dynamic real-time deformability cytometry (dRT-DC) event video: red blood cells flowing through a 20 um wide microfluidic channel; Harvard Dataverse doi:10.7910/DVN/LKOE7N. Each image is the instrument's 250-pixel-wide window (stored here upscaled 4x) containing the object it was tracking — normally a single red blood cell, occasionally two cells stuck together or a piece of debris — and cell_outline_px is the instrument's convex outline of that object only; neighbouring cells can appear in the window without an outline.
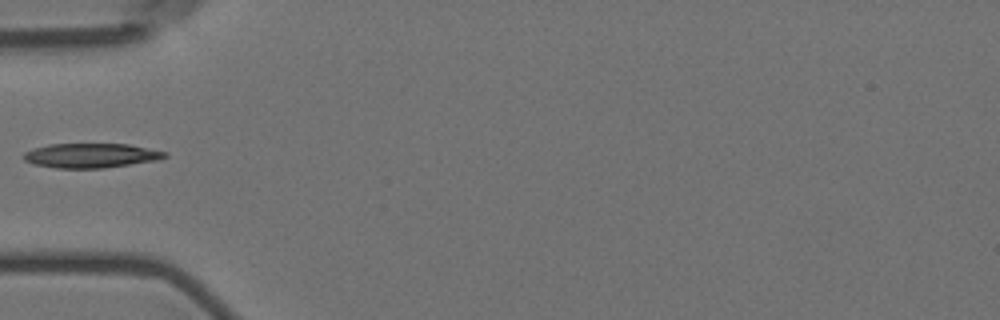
{"species": "Egyptian fruit bat (a non-hibernating species)", "species_latin": "Rousettus aegyptiacus", "temperature_condition": "room temperature", "stored_images_in_passage": 39, "camera_frame_rate_fps": 3000, "um_per_image_px": 0.085, "animal": {"sex": "female"}, "frame": {"image": 1, "passage_image": 1, "time_ms": 0.0, "image_size_px": [1000, 320], "cell_outline_px": [[168, 156], [152, 160], [128, 164], [100, 168], [60, 168], [36, 164], [24, 160], [24, 152], [36, 148], [52, 144], [124, 144], [164, 152]], "centroid_in_image_um": [7.66, 13.22], "position_along_channel_um": 77.3, "area_um2": 19.31}}
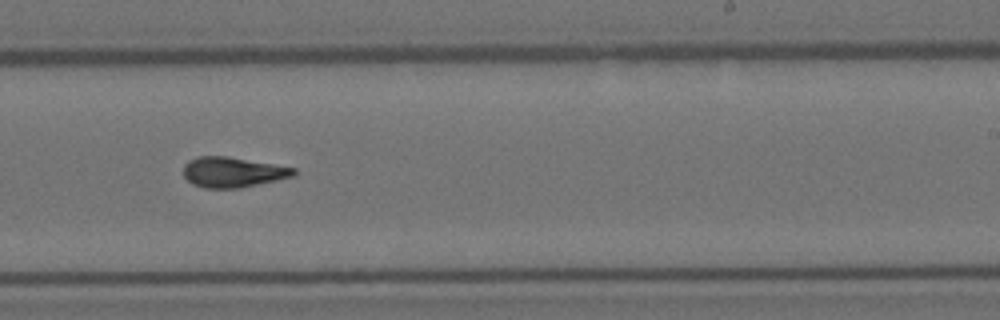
{"frame": {"image": 2, "passage_image": 17, "time_ms": 5.333, "image_size_px": [1000, 320], "cell_outline_px": [[296, 172], [292, 176], [236, 188], [208, 188], [196, 184], [188, 180], [184, 176], [184, 164], [200, 156], [224, 156], [296, 168]], "centroid_in_image_um": [19.76, 14.62], "position_along_channel_um": 269.2, "area_um2": 18.67}}
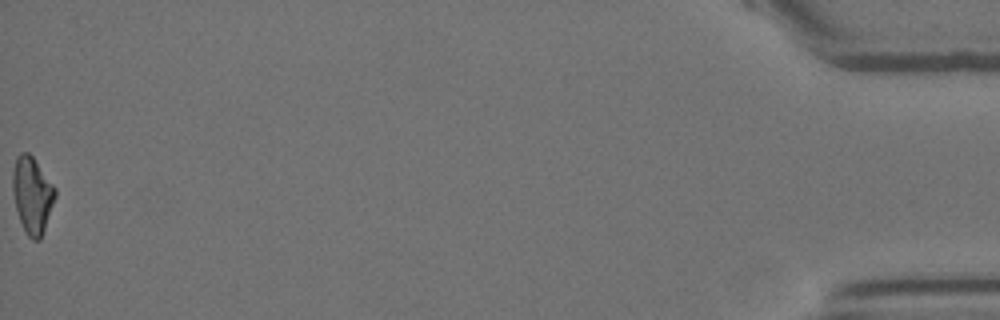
{"frame": {"image": 3, "passage_image": 39, "time_ms": 12.667, "image_size_px": [1000, 320], "cell_outline_px": [[56, 196], [40, 240], [32, 240], [28, 236], [20, 220], [16, 208], [12, 188], [12, 172], [16, 156], [20, 152], [28, 152], [32, 156], [56, 188]], "centroid_in_image_um": [2.73, 16.55], "position_along_channel_um": 432.5, "area_um2": 18.79}}